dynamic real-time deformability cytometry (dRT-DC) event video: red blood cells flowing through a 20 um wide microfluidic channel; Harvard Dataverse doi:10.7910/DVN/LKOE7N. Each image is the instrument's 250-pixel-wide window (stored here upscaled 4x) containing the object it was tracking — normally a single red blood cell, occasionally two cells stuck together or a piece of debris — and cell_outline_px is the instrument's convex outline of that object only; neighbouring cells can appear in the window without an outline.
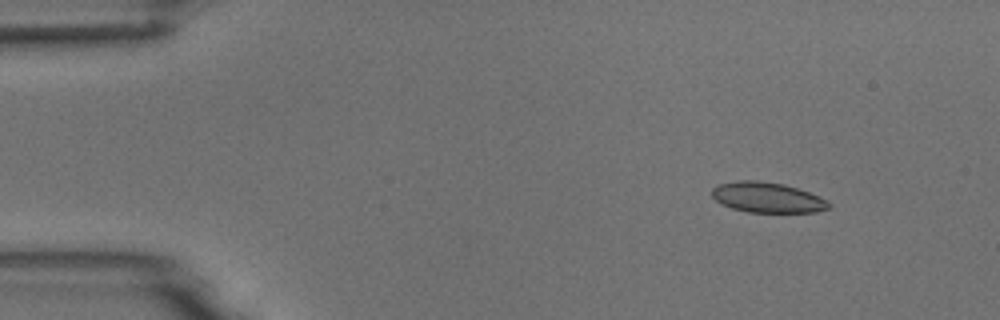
{"species": "common noctule bat (a hibernating species)", "species_latin": "Nyctalus noctula", "temperature_condition": "room temperature", "stored_images_in_passage": 8, "camera_frame_rate_fps": 3000, "um_per_image_px": 0.085, "animal": {"sex": "male", "body_mass_g": 18.8}, "frame": {"image": 1, "passage_image": 2, "time_ms": 1.0, "image_size_px": [1000, 320], "cell_outline_px": [[832, 204], [828, 208], [816, 212], [748, 212], [732, 208], [720, 204], [712, 196], [712, 188], [720, 184], [740, 180], [756, 180], [784, 184], [808, 192], [828, 200]], "centroid_in_image_um": [65.22, 16.79], "position_along_channel_um": 19.8, "area_um2": 20.58}}
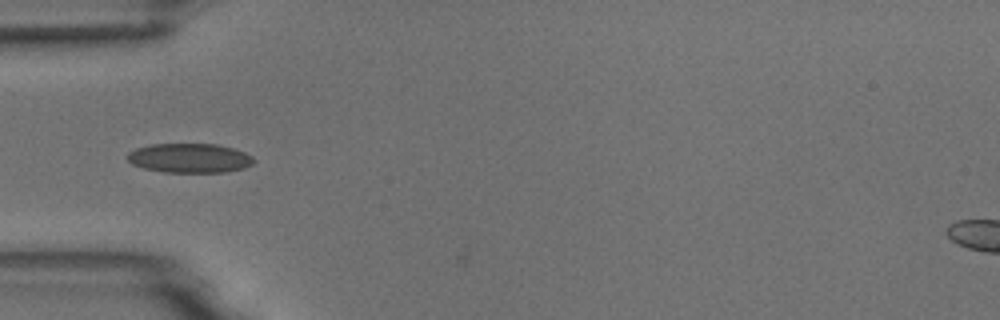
{"frame": {"image": 2, "passage_image": 5, "time_ms": 4.667, "image_size_px": [1000, 320], "cell_outline_px": [[256, 160], [252, 164], [244, 168], [228, 172], [164, 172], [144, 168], [132, 164], [128, 160], [128, 152], [136, 148], [152, 144], [216, 144], [232, 148], [244, 152], [252, 156]], "centroid_in_image_um": [16.13, 13.44], "position_along_channel_um": 68.9, "area_um2": 21.62}}